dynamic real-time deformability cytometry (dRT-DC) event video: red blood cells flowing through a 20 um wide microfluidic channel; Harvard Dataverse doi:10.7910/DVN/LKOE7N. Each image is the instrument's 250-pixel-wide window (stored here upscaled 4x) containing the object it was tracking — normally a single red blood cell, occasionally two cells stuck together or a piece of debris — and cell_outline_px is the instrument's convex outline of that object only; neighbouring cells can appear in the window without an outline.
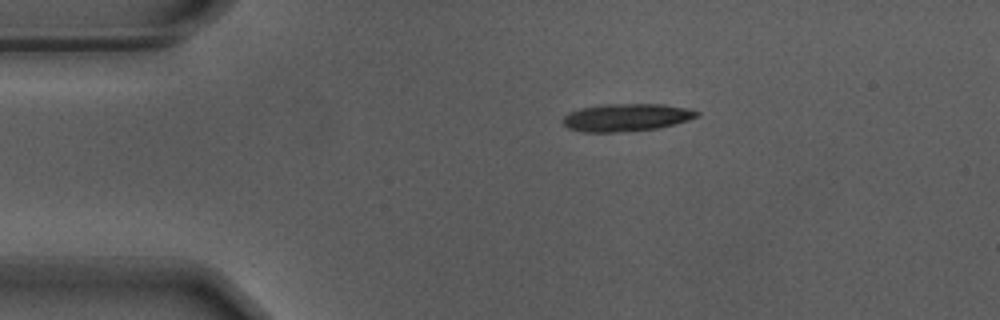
{"species": "Egyptian fruit bat (a non-hibernating species)", "species_latin": "Rousettus aegyptiacus", "temperature_condition": "warm", "stored_images_in_passage": 46, "camera_frame_rate_fps": 3000, "um_per_image_px": 0.085, "animal": {"sex": "male"}, "frame": {"image": 1, "passage_image": 1, "time_ms": 0.0, "image_size_px": [1000, 320], "cell_outline_px": [[700, 116], [676, 124], [656, 128], [628, 132], [584, 132], [568, 128], [564, 124], [564, 116], [568, 112], [580, 108], [604, 104], [660, 104], [688, 108], [700, 112]], "centroid_in_image_um": [53.26, 9.98], "position_along_channel_um": 31.7, "area_um2": 21.68}}
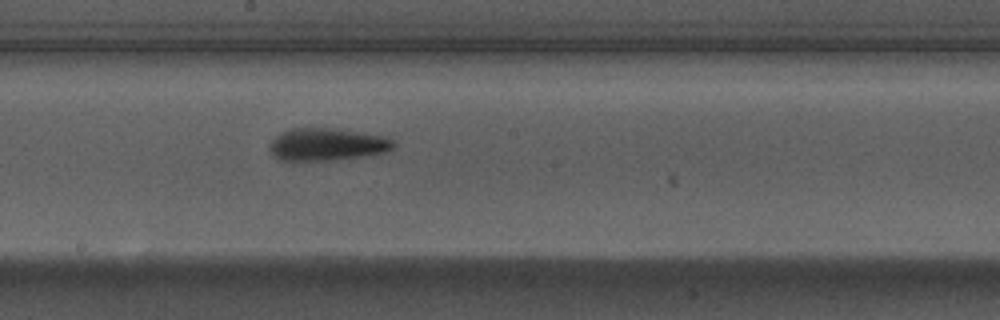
{"frame": {"image": 2, "passage_image": 20, "time_ms": 6.333, "image_size_px": [1000, 320], "cell_outline_px": [[396, 148], [388, 152], [368, 156], [336, 160], [280, 160], [268, 148], [268, 144], [280, 132], [292, 128], [328, 128], [384, 136], [392, 140], [396, 144]], "centroid_in_image_um": [27.83, 12.29], "position_along_channel_um": 220.4, "area_um2": 23.52}}
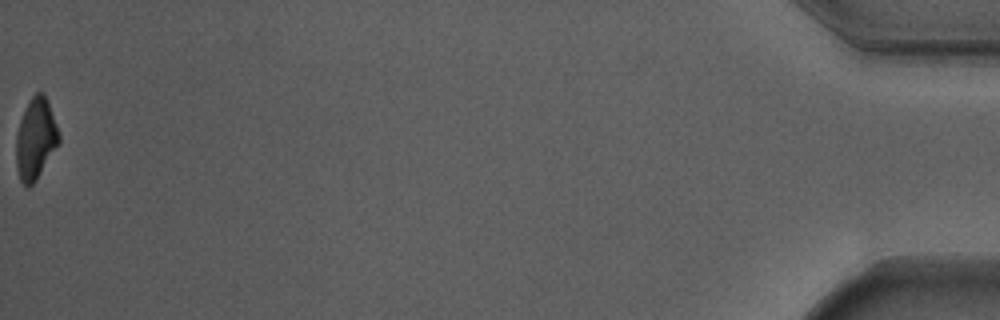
{"frame": {"image": 3, "passage_image": 46, "time_ms": 15.0, "image_size_px": [1000, 320], "cell_outline_px": [[60, 144], [36, 180], [28, 188], [20, 180], [16, 168], [16, 132], [20, 120], [32, 96], [36, 92], [44, 92], [60, 136]], "centroid_in_image_um": [3.03, 11.84], "position_along_channel_um": 432.2, "area_um2": 20.17}, "authors_computed_cell_mechanics": {"area_um2": 22.253, "velocity_mm_per_s": 3.7006, "shape_relaxation_time_tau1_ms": 3.2755, "shape_relaxation_time_tau2_ms": 3.5269, "deformation_change_tau1": 0.19, "deformation_change_tau2": 0.1463}}